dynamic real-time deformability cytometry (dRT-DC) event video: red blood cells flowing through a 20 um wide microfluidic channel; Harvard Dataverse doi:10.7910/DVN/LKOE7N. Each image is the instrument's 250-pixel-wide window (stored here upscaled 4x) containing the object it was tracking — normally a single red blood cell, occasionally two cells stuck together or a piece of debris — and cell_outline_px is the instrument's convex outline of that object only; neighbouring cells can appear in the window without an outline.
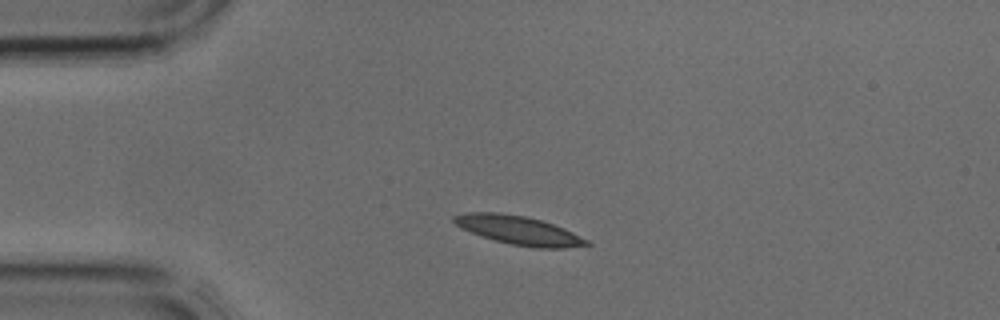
{"species": "common noctule bat (a hibernating species)", "species_latin": "Nyctalus noctula", "temperature_condition": "cold", "stored_images_in_passage": 2, "camera_frame_rate_fps": 3000, "um_per_image_px": 0.085, "animal": {"sex": "male", "body_mass_g": 17.9, "forearm_length_mm": 54.2}, "frame": {"image": 1, "passage_image": 1, "time_ms": 0.0, "image_size_px": [1000, 320], "cell_outline_px": [[592, 244], [564, 248], [536, 248], [512, 244], [496, 240], [460, 228], [452, 220], [452, 216], [468, 212], [496, 212], [524, 216], [540, 220], [564, 228], [588, 240]], "centroid_in_image_um": [44.08, 19.57], "position_along_channel_um": 40.9, "area_um2": 21.85}}